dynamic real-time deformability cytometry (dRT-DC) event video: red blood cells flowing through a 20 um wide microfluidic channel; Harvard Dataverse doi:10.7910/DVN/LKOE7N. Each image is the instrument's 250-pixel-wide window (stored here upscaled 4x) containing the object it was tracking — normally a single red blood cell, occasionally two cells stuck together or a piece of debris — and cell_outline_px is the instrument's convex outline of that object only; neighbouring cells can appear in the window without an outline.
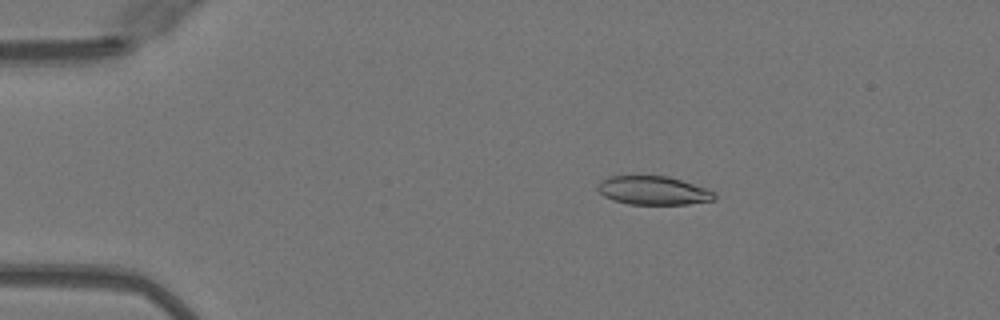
{"species": "Egyptian fruit bat (a non-hibernating species)", "species_latin": "Rousettus aegyptiacus", "temperature_condition": "warm", "stored_images_in_passage": 50, "camera_frame_rate_fps": 3000, "um_per_image_px": 0.085, "animal": {"sex": "female"}, "frame": {"image": 1, "passage_image": 9, "time_ms": 2.667, "image_size_px": [1000, 320], "cell_outline_px": [[716, 200], [688, 204], [628, 204], [612, 200], [604, 196], [596, 188], [600, 180], [608, 176], [668, 176], [708, 188], [716, 192]], "centroid_in_image_um": [55.55, 16.19], "position_along_channel_um": 29.4, "area_um2": 19.71}}
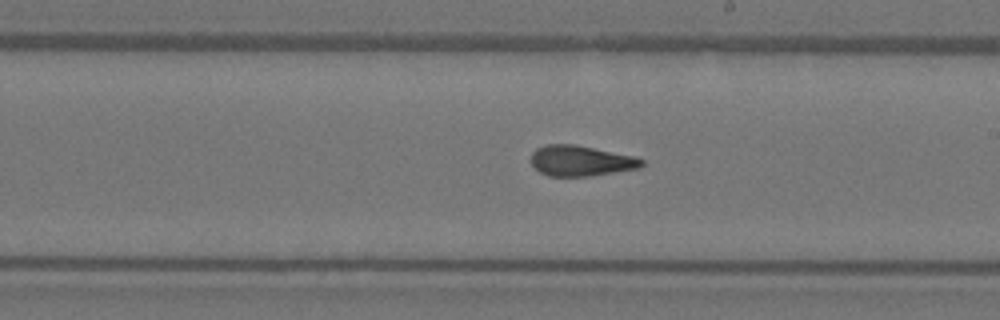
{"frame": {"image": 2, "passage_image": 29, "time_ms": 9.333, "image_size_px": [1000, 320], "cell_outline_px": [[644, 164], [640, 168], [588, 176], [548, 176], [540, 172], [532, 164], [532, 152], [536, 148], [548, 144], [572, 144], [632, 156], [644, 160]], "centroid_in_image_um": [49.35, 13.67], "position_along_channel_um": 239.7, "area_um2": 19.36}}
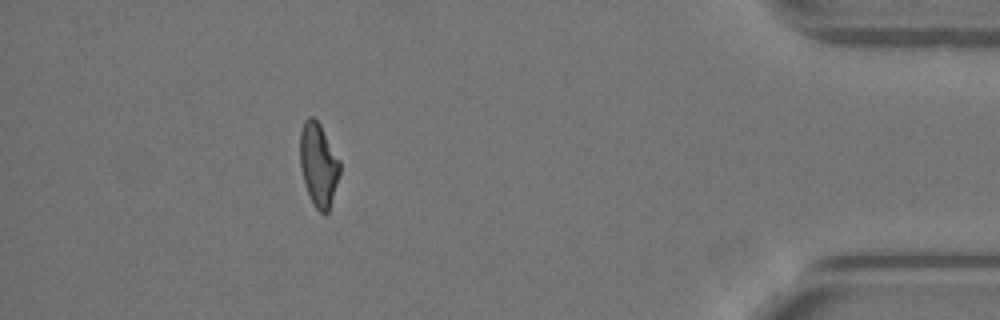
{"frame": {"image": 3, "passage_image": 45, "time_ms": 14.667, "image_size_px": [1000, 320], "cell_outline_px": [[340, 172], [328, 212], [320, 212], [312, 204], [300, 168], [300, 132], [304, 120], [308, 116], [312, 116], [320, 124], [340, 160]], "centroid_in_image_um": [27.06, 13.96], "position_along_channel_um": 408.1, "area_um2": 19.19}, "authors_computed_cell_mechanics": {"area_um2": 20.0566, "velocity_mm_per_s": 4.0856, "shape_relaxation_time_tau1_ms": null, "shape_relaxation_time_tau2_ms": 1.9974, "deformation_change_tau1": null, "deformation_change_tau2": 0.1047}}